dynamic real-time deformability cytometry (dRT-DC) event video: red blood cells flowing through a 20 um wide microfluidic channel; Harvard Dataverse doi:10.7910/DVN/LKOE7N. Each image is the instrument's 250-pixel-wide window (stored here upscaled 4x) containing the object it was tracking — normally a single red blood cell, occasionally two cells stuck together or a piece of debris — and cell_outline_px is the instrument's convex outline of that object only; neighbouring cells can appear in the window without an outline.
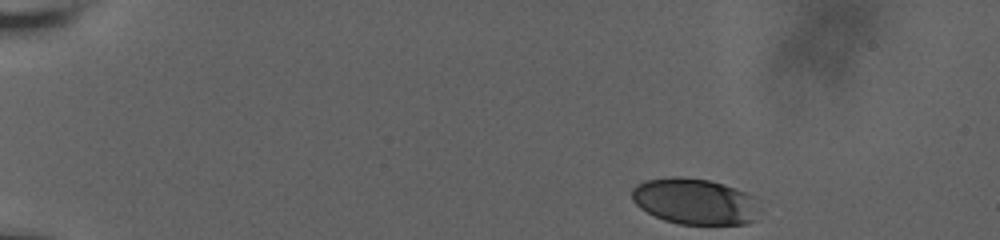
{"species": "human", "species_latin": "Homo sapiens", "temperature_condition": "room temperature", "stored_images_in_passage": 44, "camera_frame_rate_fps": 3000, "um_per_image_px": 0.085, "donor": {"sex": "male"}, "frame": {"image": 1, "passage_image": 1, "time_ms": 0.0, "image_size_px": [1000, 240], "cell_outline_px": [[760, 208], [756, 220], [744, 224], [680, 224], [664, 220], [640, 208], [632, 200], [632, 188], [636, 184], [644, 180], [672, 176], [680, 176], [708, 180], [724, 184], [736, 188], [752, 196]], "centroid_in_image_um": [59.05, 17.11], "position_along_channel_um": 25.9, "area_um2": 34.45}}
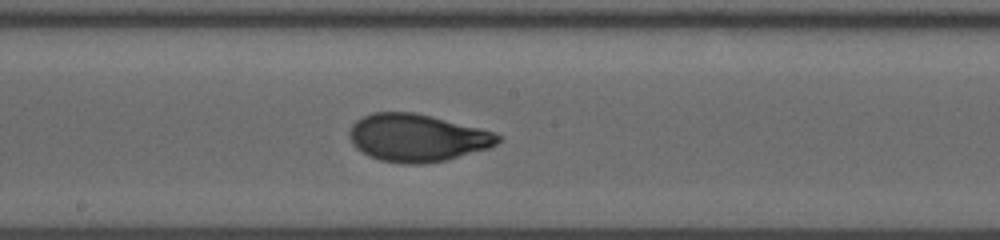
{"frame": {"image": 2, "passage_image": 26, "time_ms": 8.333, "image_size_px": [1000, 240], "cell_outline_px": [[504, 136], [496, 144], [488, 148], [444, 160], [420, 164], [408, 164], [380, 160], [368, 156], [356, 148], [352, 144], [348, 136], [348, 132], [352, 124], [356, 120], [372, 112], [416, 112], [496, 132]], "centroid_in_image_um": [35.44, 11.7], "position_along_channel_um": 212.8, "area_um2": 41.21}}
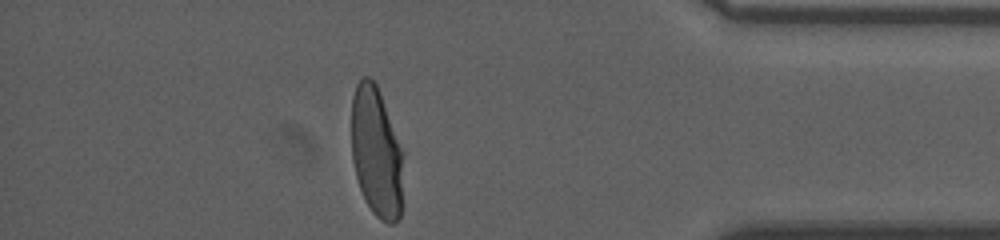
{"frame": {"image": 3, "passage_image": 44, "time_ms": 14.333, "image_size_px": [1000, 240], "cell_outline_px": [[404, 156], [400, 216], [392, 224], [388, 224], [380, 220], [372, 212], [364, 200], [356, 176], [352, 160], [352, 96], [356, 84], [364, 76], [368, 76], [376, 84], [380, 92], [404, 152]], "centroid_in_image_um": [32.0, 12.95], "position_along_channel_um": 403.2, "area_um2": 39.77}, "authors_computed_cell_mechanics": {"area_um2": 40.2288, "velocity_mm_per_s": 3.6648, "shape_relaxation_time_tau1_ms": 3.7884, "shape_relaxation_time_tau2_ms": null, "deformation_change_tau1": 0.1741, "deformation_change_tau2": null}}